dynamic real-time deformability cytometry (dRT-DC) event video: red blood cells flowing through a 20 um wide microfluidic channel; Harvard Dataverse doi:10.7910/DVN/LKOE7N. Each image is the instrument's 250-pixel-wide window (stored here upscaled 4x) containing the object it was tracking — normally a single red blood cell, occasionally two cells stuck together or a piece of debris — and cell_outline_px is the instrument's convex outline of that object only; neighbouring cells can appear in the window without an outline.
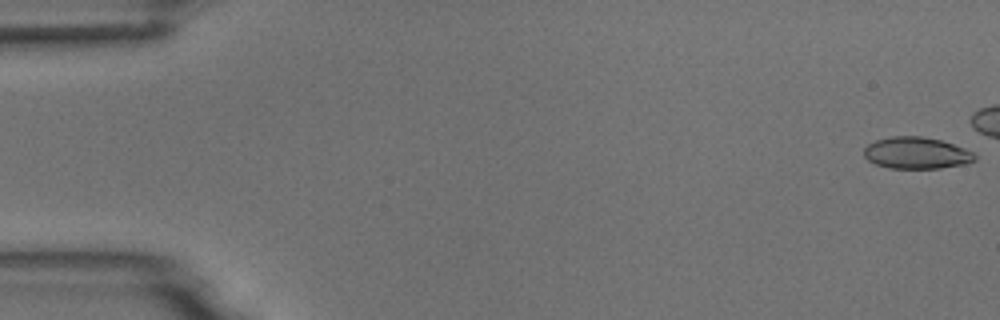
{"species": "common noctule bat (a hibernating species)", "species_latin": "Nyctalus noctula", "temperature_condition": "room temperature", "stored_images_in_passage": 6, "camera_frame_rate_fps": 3000, "um_per_image_px": 0.085, "animal": {"sex": "male", "body_mass_g": 18.8}, "frame": {"image": 1, "passage_image": 1, "time_ms": 0.0, "image_size_px": [1000, 320], "cell_outline_px": [[976, 160], [968, 164], [940, 168], [892, 168], [876, 164], [868, 160], [864, 156], [864, 148], [868, 144], [876, 140], [892, 136], [920, 136], [940, 140], [964, 148], [972, 152], [976, 156]], "centroid_in_image_um": [77.91, 13.01], "position_along_channel_um": 7.1, "area_um2": 20.4}}
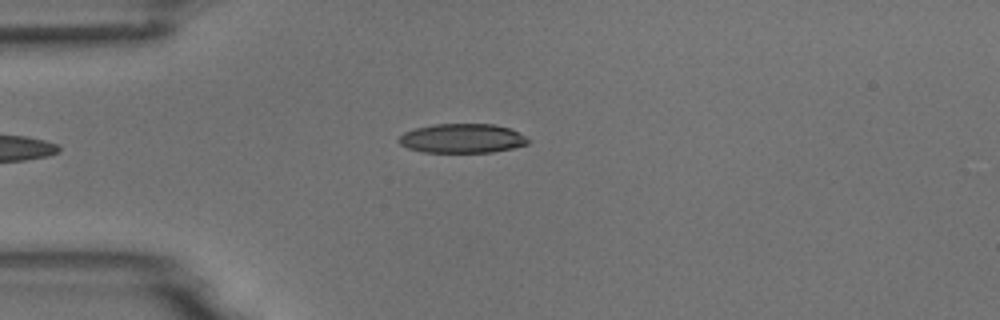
{"frame": {"image": 2, "passage_image": 6, "time_ms": 6.0, "image_size_px": [1000, 320], "cell_outline_px": [[532, 140], [528, 144], [512, 148], [492, 152], [424, 152], [408, 148], [400, 144], [400, 136], [404, 132], [416, 128], [432, 124], [492, 124], [508, 128]], "centroid_in_image_um": [39.29, 11.76], "position_along_channel_um": 45.7, "area_um2": 21.85}}